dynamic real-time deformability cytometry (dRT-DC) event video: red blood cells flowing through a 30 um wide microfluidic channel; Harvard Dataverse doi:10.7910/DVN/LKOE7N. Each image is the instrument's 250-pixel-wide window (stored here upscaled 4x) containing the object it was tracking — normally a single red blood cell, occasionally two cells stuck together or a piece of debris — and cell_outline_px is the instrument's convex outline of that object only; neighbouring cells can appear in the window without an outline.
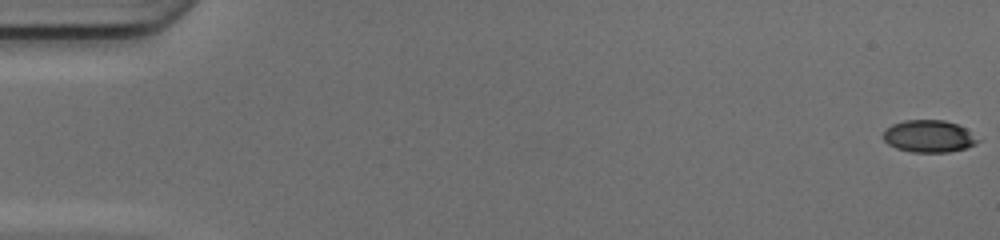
{"species": "common noctule bat (a hibernating species)", "species_latin": "Nyctalus noctula", "temperature_condition": "cold", "stored_images_in_passage": 51, "camera_frame_rate_fps": 3000, "um_per_image_px": 0.085, "animal": {"sex": "female", "body_mass_g": 17.0, "forearm_length_mm": 48.0}, "frame": {"image": 1, "passage_image": 1, "time_ms": 0.0, "image_size_px": [1000, 240], "cell_outline_px": [[976, 140], [972, 144], [964, 148], [948, 152], [912, 152], [896, 148], [888, 144], [884, 140], [884, 132], [892, 124], [904, 120], [944, 120], [956, 124], [964, 128]], "centroid_in_image_um": [78.86, 11.58], "position_along_channel_um": 6.1, "area_um2": 17.17}}
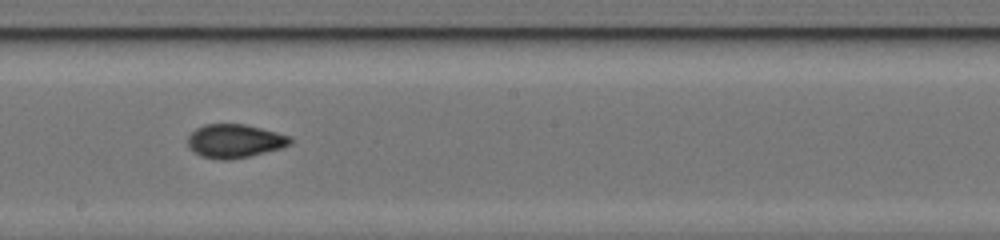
{"frame": {"image": 2, "passage_image": 29, "time_ms": 9.333, "image_size_px": [1000, 240], "cell_outline_px": [[292, 140], [288, 144], [280, 148], [248, 156], [228, 160], [220, 160], [200, 156], [188, 144], [188, 136], [196, 128], [204, 124], [244, 124], [276, 132], [288, 136]], "centroid_in_image_um": [19.91, 11.98], "position_along_channel_um": 228.3, "area_um2": 19.65}}
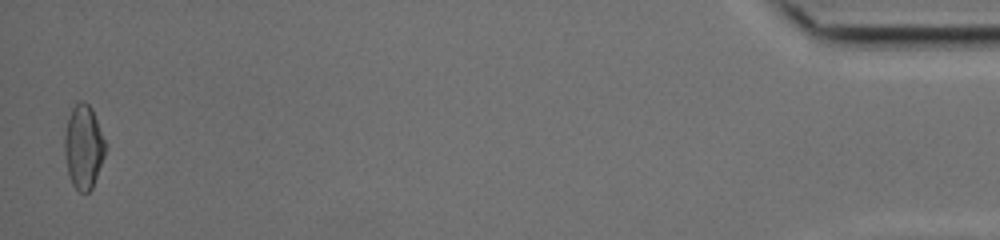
{"frame": {"image": 3, "passage_image": 50, "time_ms": 16.333, "image_size_px": [1000, 240], "cell_outline_px": [[104, 156], [92, 188], [88, 192], [80, 192], [72, 184], [68, 172], [64, 152], [64, 140], [68, 120], [72, 108], [80, 100], [84, 100], [92, 108], [104, 140]], "centroid_in_image_um": [7.08, 12.48], "position_along_channel_um": 428.1, "area_um2": 19.48}, "authors_computed_cell_mechanics": {"area_um2": 19.3052, "velocity_mm_per_s": 4.1953, "shape_relaxation_time_tau1_ms": null, "shape_relaxation_time_tau2_ms": 1.3941, "deformation_change_tau1": null, "deformation_change_tau2": 0.0654}}